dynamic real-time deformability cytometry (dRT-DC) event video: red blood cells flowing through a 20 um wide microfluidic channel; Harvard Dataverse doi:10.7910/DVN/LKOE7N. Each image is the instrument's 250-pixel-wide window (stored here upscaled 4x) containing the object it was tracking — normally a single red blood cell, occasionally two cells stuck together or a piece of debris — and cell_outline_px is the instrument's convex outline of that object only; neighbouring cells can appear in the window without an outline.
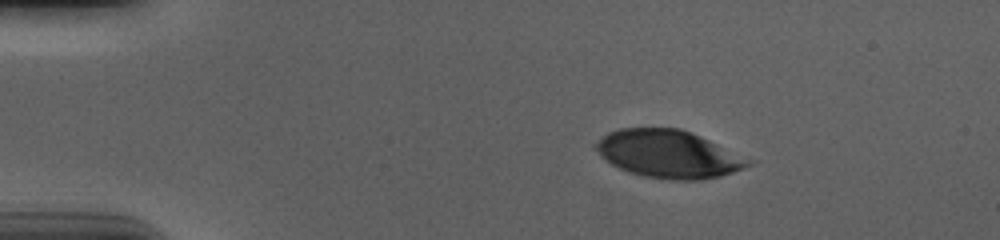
{"species": "human", "species_latin": "Homo sapiens", "temperature_condition": "cold", "stored_images_in_passage": 48, "camera_frame_rate_fps": 3000, "um_per_image_px": 0.085, "donor": {"sex": "male"}, "frame": {"image": 1, "passage_image": 1, "time_ms": 0.0, "image_size_px": [1000, 240], "cell_outline_px": [[756, 164], [720, 176], [700, 180], [668, 180], [644, 176], [628, 172], [612, 164], [600, 156], [596, 148], [596, 144], [608, 132], [620, 128], [680, 128], [700, 136], [756, 160]], "centroid_in_image_um": [56.9, 13.1], "position_along_channel_um": 28.1, "area_um2": 42.54}}
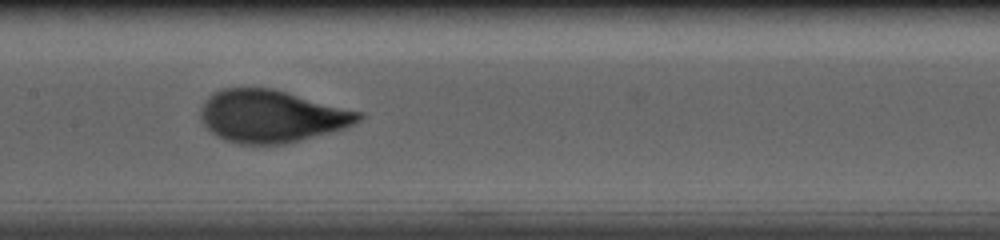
{"frame": {"image": 2, "passage_image": 20, "time_ms": 6.333, "image_size_px": [1000, 240], "cell_outline_px": [[364, 116], [360, 120], [344, 128], [300, 140], [284, 144], [236, 144], [224, 140], [216, 136], [200, 120], [200, 112], [204, 100], [212, 92], [224, 88], [272, 88], [364, 112]], "centroid_in_image_um": [23.06, 9.87], "position_along_channel_um": 184.3, "area_um2": 48.38}}
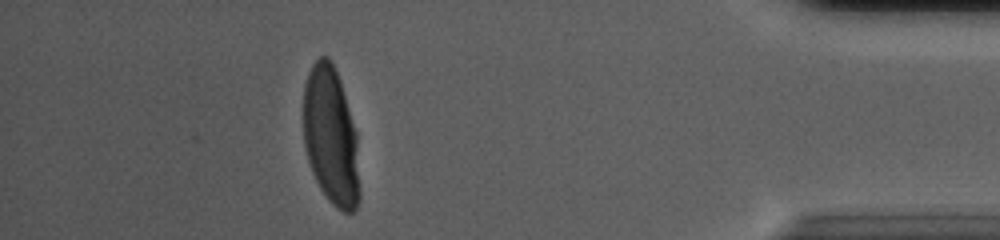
{"frame": {"image": 3, "passage_image": 42, "time_ms": 13.667, "image_size_px": [1000, 240], "cell_outline_px": [[360, 200], [356, 208], [352, 212], [344, 212], [336, 208], [328, 200], [320, 188], [312, 172], [308, 160], [304, 144], [304, 84], [308, 72], [312, 64], [320, 56], [328, 56], [340, 80], [356, 132], [360, 192]], "centroid_in_image_um": [28.12, 11.61], "position_along_channel_um": 407.1, "area_um2": 45.2}, "authors_computed_cell_mechanics": {"area_um2": 46.8758, "velocity_mm_per_s": 3.6617, "shape_relaxation_time_tau1_ms": 3.4581, "shape_relaxation_time_tau2_ms": null, "deformation_change_tau1": 0.1855, "deformation_change_tau2": null}}